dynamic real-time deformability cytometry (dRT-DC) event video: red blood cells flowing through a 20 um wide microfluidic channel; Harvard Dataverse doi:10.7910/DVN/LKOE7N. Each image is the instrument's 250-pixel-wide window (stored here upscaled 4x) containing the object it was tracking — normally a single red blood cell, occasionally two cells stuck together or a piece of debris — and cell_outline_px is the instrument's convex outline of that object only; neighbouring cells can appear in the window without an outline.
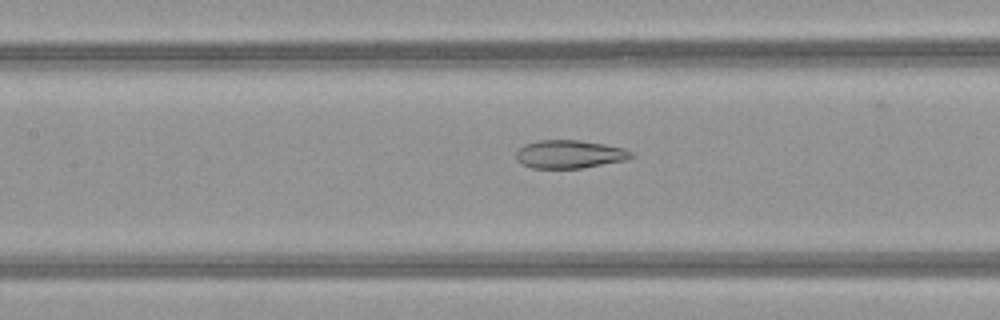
{"species": "common noctule bat (a hibernating species)", "species_latin": "Nyctalus noctula", "temperature_condition": "warm", "stored_images_in_passage": 39, "camera_frame_rate_fps": 3000, "um_per_image_px": 0.085, "animal": {"sex": "female", "body_mass_g": 21.9}, "frame": {"image": 1, "passage_image": 17, "time_ms": 5.333, "image_size_px": [1000, 320], "cell_outline_px": [[636, 156], [628, 160], [584, 168], [532, 168], [516, 160], [516, 152], [524, 144], [540, 140], [580, 140], [604, 144], [624, 148], [632, 152]], "centroid_in_image_um": [48.46, 13.11], "position_along_channel_um": 158.9, "area_um2": 19.07}}
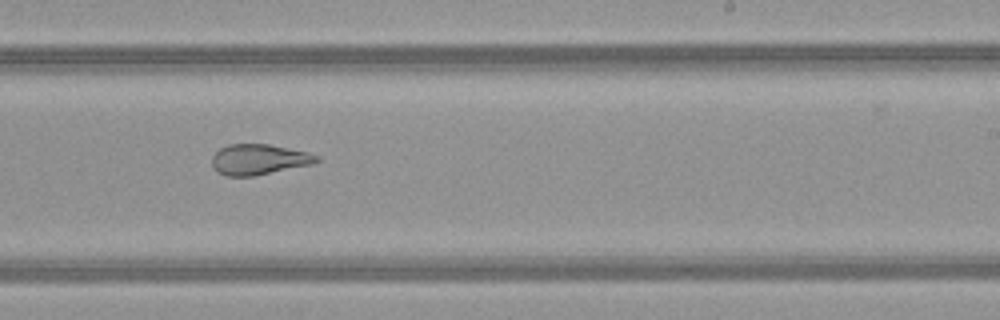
{"frame": {"image": 2, "passage_image": 25, "time_ms": 8.0, "image_size_px": [1000, 320], "cell_outline_px": [[320, 160], [312, 164], [252, 176], [228, 176], [212, 168], [212, 156], [220, 148], [228, 144], [268, 144], [308, 152], [320, 156]], "centroid_in_image_um": [22.0, 13.54], "position_along_channel_um": 267.0, "area_um2": 18.5}}
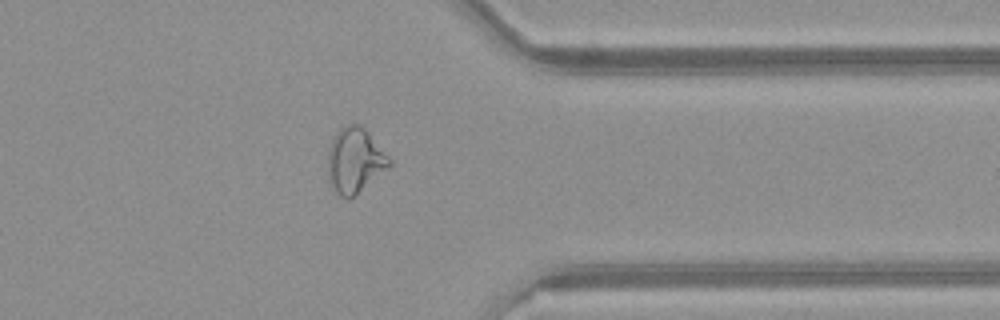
{"frame": {"image": 3, "passage_image": 34, "time_ms": 11.0, "image_size_px": [1000, 320], "cell_outline_px": [[392, 164], [348, 200], [340, 196], [328, 184], [328, 148], [336, 132], [340, 128], [348, 124], [356, 124], [364, 128], [368, 132], [392, 160]], "centroid_in_image_um": [30.13, 13.64], "position_along_channel_um": 381.3, "area_um2": 23.12}}